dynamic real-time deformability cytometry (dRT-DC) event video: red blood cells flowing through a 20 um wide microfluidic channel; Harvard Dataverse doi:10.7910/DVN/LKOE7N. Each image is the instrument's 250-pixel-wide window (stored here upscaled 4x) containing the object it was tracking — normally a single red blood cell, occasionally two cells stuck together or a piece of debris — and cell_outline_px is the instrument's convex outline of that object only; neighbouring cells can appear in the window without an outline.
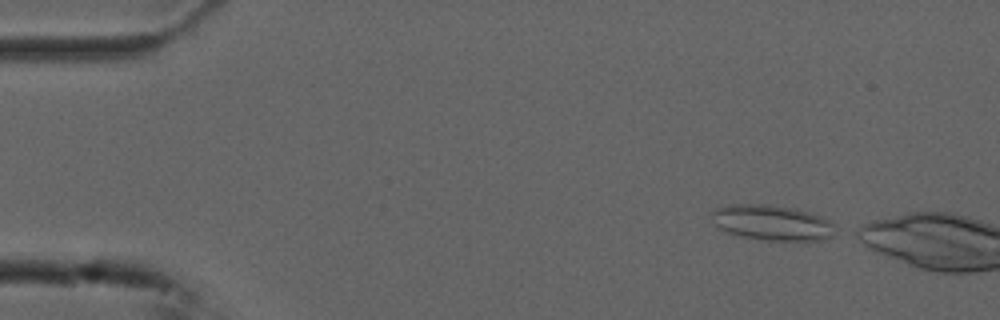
{"species": "common noctule bat (a hibernating species)", "species_latin": "Nyctalus noctula", "temperature_condition": "cold", "stored_images_in_passage": 12, "camera_frame_rate_fps": 3000, "um_per_image_px": 0.085, "animal": {"sex": "male", "forearm_length_mm": 52.5}, "frame": {"image": 1, "passage_image": 1, "time_ms": 0.0, "image_size_px": [1000, 320], "cell_outline_px": [[836, 228], [832, 236], [824, 240], [764, 240], [744, 236], [728, 232], [720, 228], [708, 216], [708, 212], [716, 208], [732, 204], [764, 204], [796, 208], [820, 216], [836, 224]], "centroid_in_image_um": [65.62, 18.91], "position_along_channel_um": 19.4, "area_um2": 25.55}}